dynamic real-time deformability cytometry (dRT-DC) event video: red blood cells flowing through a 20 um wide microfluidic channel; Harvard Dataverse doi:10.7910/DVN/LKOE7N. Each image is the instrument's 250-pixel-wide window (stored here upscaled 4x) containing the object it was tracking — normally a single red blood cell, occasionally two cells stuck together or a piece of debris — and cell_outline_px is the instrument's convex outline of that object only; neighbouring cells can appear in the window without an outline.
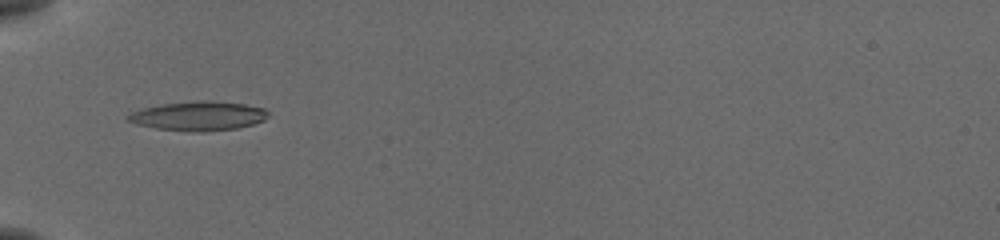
{"species": "common noctule bat (a hibernating species)", "species_latin": "Nyctalus noctula", "temperature_condition": "cold", "stored_images_in_passage": 33, "camera_frame_rate_fps": 3000, "um_per_image_px": 0.085, "animal": {"sex": "female", "body_mass_g": 19.5, "forearm_length_mm": 54.1}, "frame": {"image": 1, "passage_image": 1, "time_ms": 0.0, "image_size_px": [1000, 240], "cell_outline_px": [[268, 116], [264, 120], [252, 124], [236, 128], [204, 132], [196, 132], [156, 128], [136, 124], [128, 120], [124, 116], [132, 112], [144, 108], [160, 104], [200, 100], [212, 100], [244, 104], [264, 108], [268, 112]], "centroid_in_image_um": [16.86, 9.85], "position_along_channel_um": 68.1, "area_um2": 23.87}}
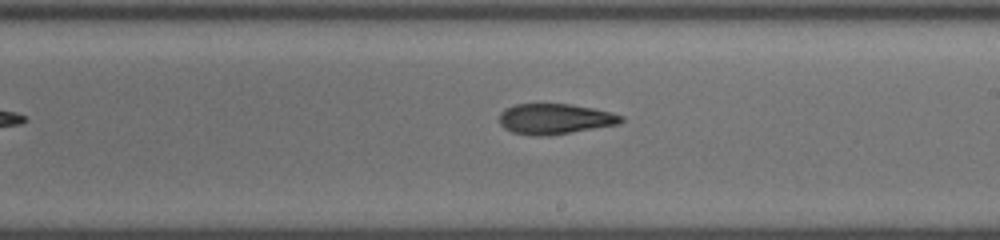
{"frame": {"image": 2, "passage_image": 15, "time_ms": 4.667, "image_size_px": [1000, 240], "cell_outline_px": [[624, 120], [620, 124], [548, 136], [532, 136], [512, 132], [504, 128], [500, 124], [500, 112], [504, 108], [516, 104], [572, 104], [592, 108], [624, 116]], "centroid_in_image_um": [47.15, 10.11], "position_along_channel_um": 241.9, "area_um2": 21.73}}
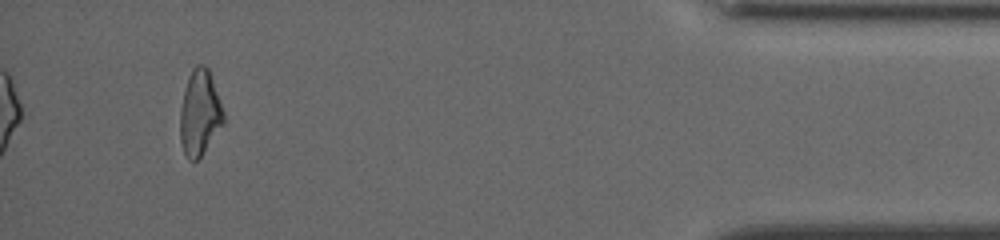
{"frame": {"image": 3, "passage_image": 33, "time_ms": 10.667, "image_size_px": [1000, 240], "cell_outline_px": [[224, 120], [200, 156], [196, 160], [188, 160], [184, 152], [180, 140], [180, 108], [188, 76], [192, 68], [196, 64], [204, 64], [208, 68], [224, 112]], "centroid_in_image_um": [16.95, 9.55], "position_along_channel_um": 418.3, "area_um2": 21.15}, "authors_computed_cell_mechanics": {"area_um2": 22.0218, "velocity_mm_per_s": 3.8321, "shape_relaxation_time_tau1_ms": 6.9977, "shape_relaxation_time_tau2_ms": 3.526, "deformation_change_tau1": 0.1974, "deformation_change_tau2": 0.1236}}